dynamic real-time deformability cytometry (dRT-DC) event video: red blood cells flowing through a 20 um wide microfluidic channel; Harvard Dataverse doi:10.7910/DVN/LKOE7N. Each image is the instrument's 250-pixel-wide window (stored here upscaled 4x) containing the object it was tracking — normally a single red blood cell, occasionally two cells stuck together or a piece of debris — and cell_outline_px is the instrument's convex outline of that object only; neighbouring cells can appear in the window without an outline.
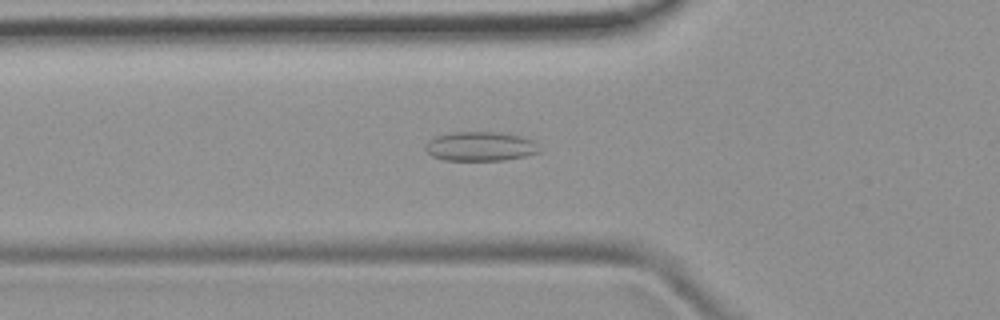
{"species": "common noctule bat (a hibernating species)", "species_latin": "Nyctalus noctula", "temperature_condition": "room temperature", "stored_images_in_passage": 30, "camera_frame_rate_fps": 3000, "um_per_image_px": 0.085, "animal": {"sex": "female", "body_mass_g": 19.9}, "frame": {"image": 1, "passage_image": 5, "time_ms": 1.333, "image_size_px": [1000, 320], "cell_outline_px": [[540, 152], [524, 156], [504, 160], [444, 160], [432, 156], [424, 148], [428, 140], [436, 136], [452, 132], [492, 132], [516, 136], [532, 140], [536, 144]], "centroid_in_image_um": [40.77, 12.45], "position_along_channel_um": 85.0, "area_um2": 19.13}}
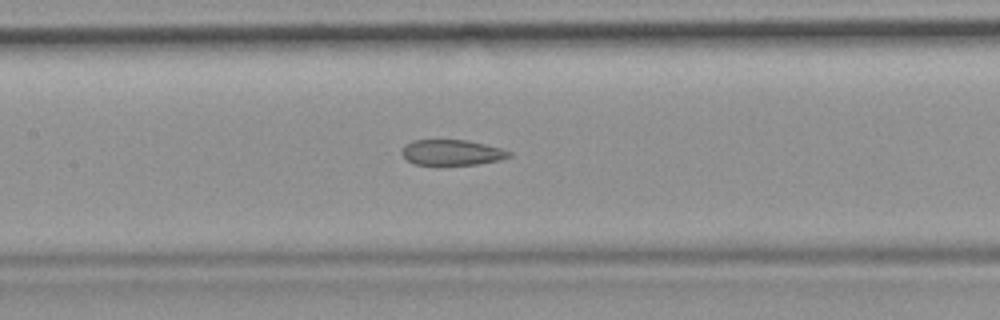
{"frame": {"image": 2, "passage_image": 11, "time_ms": 3.333, "image_size_px": [1000, 320], "cell_outline_px": [[512, 156], [500, 160], [476, 164], [436, 168], [412, 164], [400, 152], [412, 140], [468, 140], [504, 148], [512, 152]], "centroid_in_image_um": [38.43, 13.01], "position_along_channel_um": 169.0, "area_um2": 16.82}}
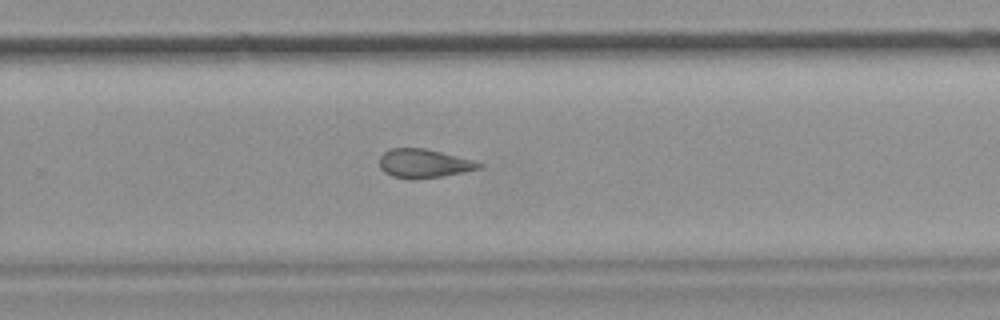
{"frame": {"image": 3, "passage_image": 20, "time_ms": 6.333, "image_size_px": [1000, 320], "cell_outline_px": [[484, 164], [480, 168], [464, 172], [440, 176], [408, 180], [392, 176], [384, 172], [380, 168], [380, 156], [388, 148], [424, 148], [472, 160]], "centroid_in_image_um": [35.98, 13.9], "position_along_channel_um": 293.8, "area_um2": 16.59}}